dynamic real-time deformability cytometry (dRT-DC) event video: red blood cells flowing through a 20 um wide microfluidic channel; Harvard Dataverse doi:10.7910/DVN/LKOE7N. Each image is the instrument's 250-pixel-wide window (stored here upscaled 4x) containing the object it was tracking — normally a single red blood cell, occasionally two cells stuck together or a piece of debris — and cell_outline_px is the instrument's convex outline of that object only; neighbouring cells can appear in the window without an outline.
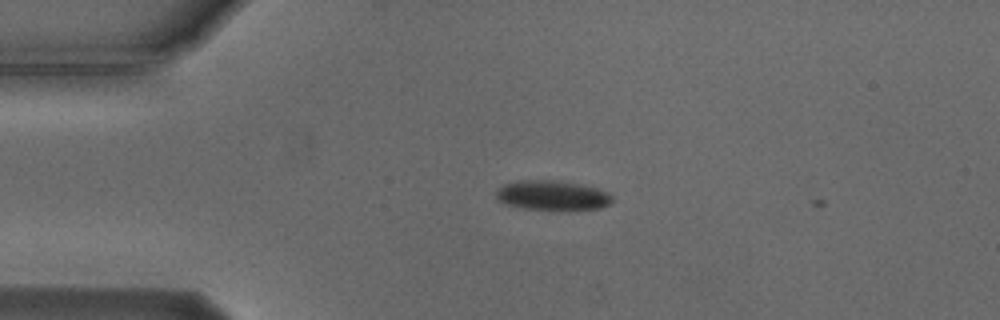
{"species": "Egyptian fruit bat (a non-hibernating species)", "species_latin": "Rousettus aegyptiacus", "temperature_condition": "cold", "stored_images_in_passage": 3, "camera_frame_rate_fps": 3000, "um_per_image_px": 0.085, "animal": {"sex": "male"}, "frame": {"image": 1, "passage_image": 2, "time_ms": 0.333, "image_size_px": [1000, 320], "cell_outline_px": [[612, 200], [608, 204], [600, 208], [524, 208], [508, 204], [496, 200], [496, 188], [504, 184], [520, 180], [552, 180], [580, 184], [596, 188], [608, 192], [612, 196]], "centroid_in_image_um": [46.89, 16.57], "position_along_channel_um": 38.1, "area_um2": 19.48}}